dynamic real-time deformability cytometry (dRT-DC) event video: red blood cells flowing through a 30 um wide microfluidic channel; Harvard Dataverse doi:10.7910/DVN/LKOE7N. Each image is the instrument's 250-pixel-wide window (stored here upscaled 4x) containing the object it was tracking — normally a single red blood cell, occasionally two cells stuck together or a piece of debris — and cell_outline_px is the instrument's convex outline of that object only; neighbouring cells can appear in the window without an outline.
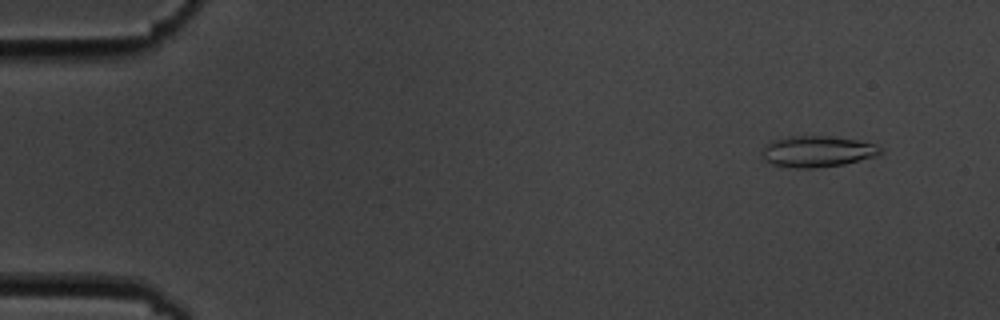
{"species": "common noctule bat (a hibernating species)", "species_latin": "Nyctalus noctula", "temperature_condition": "cold", "stored_images_in_passage": 56, "camera_frame_rate_fps": 3000, "um_per_image_px": 0.085, "animal": {"sex": "male", "body_mass_g": 19.5, "forearm_length_mm": 54.6}, "frame": {"image": 1, "passage_image": 5, "time_ms": 1.333, "image_size_px": [1000, 320], "cell_outline_px": [[884, 152], [876, 156], [844, 164], [816, 168], [796, 168], [772, 164], [764, 160], [764, 144], [772, 140], [788, 136], [828, 136], [856, 140], [876, 144], [884, 148]], "centroid_in_image_um": [69.51, 12.87], "position_along_channel_um": 15.5, "area_um2": 21.56}}
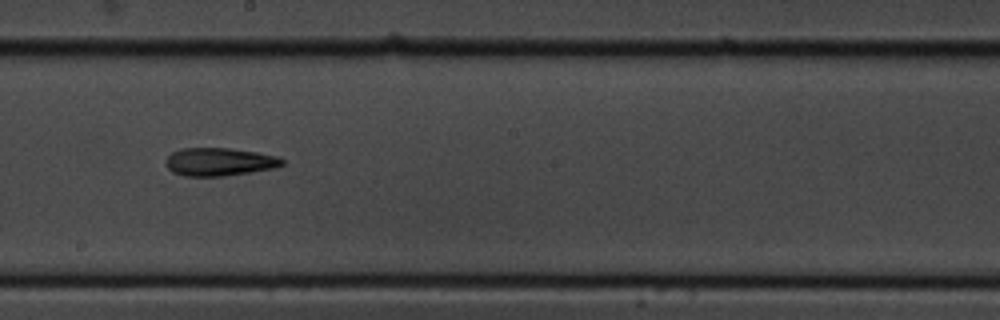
{"frame": {"image": 2, "passage_image": 32, "time_ms": 10.333, "image_size_px": [1000, 320], "cell_outline_px": [[284, 164], [276, 168], [252, 172], [224, 176], [184, 176], [172, 172], [164, 164], [164, 160], [172, 152], [180, 148], [228, 148], [256, 152], [276, 156], [284, 160]], "centroid_in_image_um": [18.62, 13.76], "position_along_channel_um": 229.6, "area_um2": 19.19}}
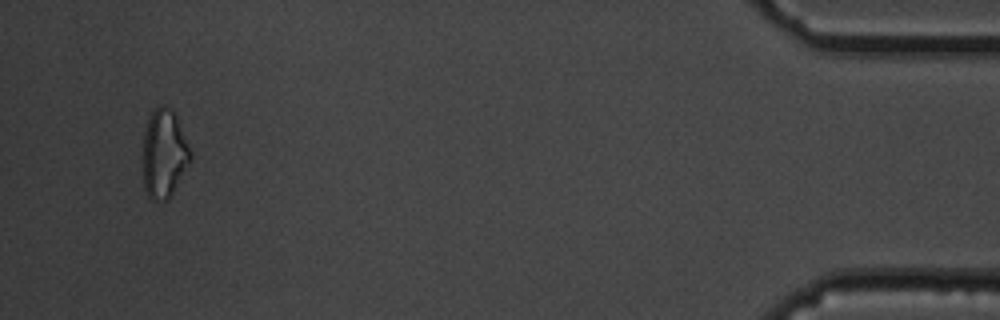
{"frame": {"image": 3, "passage_image": 54, "time_ms": 17.667, "image_size_px": [1000, 320], "cell_outline_px": [[192, 156], [168, 200], [152, 200], [148, 196], [144, 188], [144, 128], [152, 112], [156, 108], [164, 104], [172, 108], [176, 116], [192, 152]], "centroid_in_image_um": [13.95, 13.04], "position_along_channel_um": 421.3, "area_um2": 24.16}, "authors_computed_cell_mechanics": {"area_um2": 19.941, "velocity_mm_per_s": 3.6166, "shape_relaxation_time_tau1_ms": null, "shape_relaxation_time_tau2_ms": 7.1239, "deformation_change_tau1": null, "deformation_change_tau2": 0.2061}}